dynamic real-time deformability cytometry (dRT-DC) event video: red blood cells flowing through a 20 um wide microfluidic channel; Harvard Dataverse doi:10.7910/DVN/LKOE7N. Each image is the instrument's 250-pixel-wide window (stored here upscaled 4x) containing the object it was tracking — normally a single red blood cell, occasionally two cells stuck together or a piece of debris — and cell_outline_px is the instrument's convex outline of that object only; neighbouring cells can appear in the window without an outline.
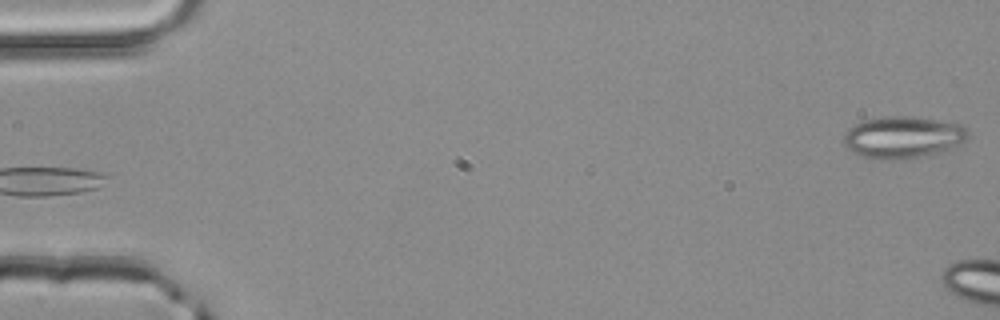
{"species": "common noctule bat (a hibernating species)", "species_latin": "Nyctalus noctula", "temperature_condition": "room temperature", "stored_images_in_passage": 2, "camera_frame_rate_fps": 3000, "um_per_image_px": 0.085, "animal": {"sex": "male", "body_mass_g": 20.4}, "frame": {"image": 1, "passage_image": 2, "time_ms": 0.333, "image_size_px": [1000, 320], "cell_outline_px": [[968, 136], [956, 148], [920, 156], [892, 160], [872, 160], [860, 156], [852, 152], [844, 144], [844, 136], [848, 128], [864, 120], [884, 116], [912, 116], [964, 124], [968, 128]], "centroid_in_image_um": [76.76, 11.67], "position_along_channel_um": 8.2, "area_um2": 30.69}}